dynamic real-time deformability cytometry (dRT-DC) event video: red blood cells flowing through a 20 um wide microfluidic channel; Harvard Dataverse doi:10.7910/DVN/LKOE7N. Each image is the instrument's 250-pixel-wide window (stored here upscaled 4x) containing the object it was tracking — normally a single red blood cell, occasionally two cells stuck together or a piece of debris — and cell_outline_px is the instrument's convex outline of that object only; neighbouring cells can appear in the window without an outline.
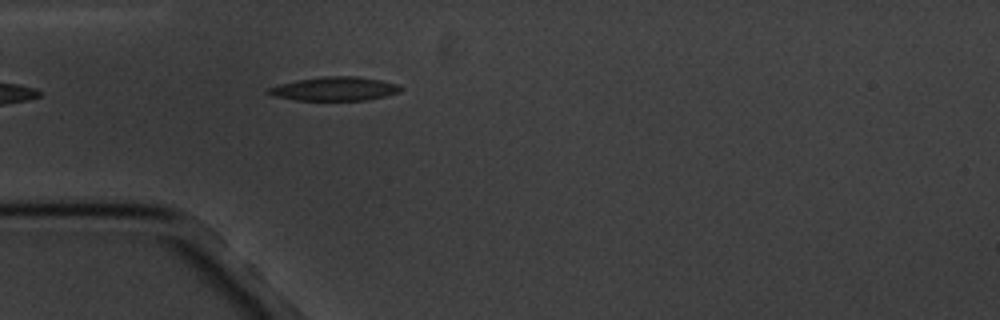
{"species": "common noctule bat (a hibernating species)", "species_latin": "Nyctalus noctula", "temperature_condition": "cold", "stored_images_in_passage": 4, "camera_frame_rate_fps": 3000, "um_per_image_px": 0.085, "animal": {"sex": "male", "body_mass_g": 20.1, "forearm_length_mm": 53.5}, "frame": {"image": 1, "passage_image": 4, "time_ms": 3.667, "image_size_px": [1000, 320], "cell_outline_px": [[400, 92], [368, 100], [296, 100], [276, 96], [264, 92], [268, 88], [280, 84], [296, 80], [320, 76], [356, 76], [384, 80], [400, 84]], "centroid_in_image_um": [28.46, 7.54], "position_along_channel_um": 56.5, "area_um2": 18.44}}